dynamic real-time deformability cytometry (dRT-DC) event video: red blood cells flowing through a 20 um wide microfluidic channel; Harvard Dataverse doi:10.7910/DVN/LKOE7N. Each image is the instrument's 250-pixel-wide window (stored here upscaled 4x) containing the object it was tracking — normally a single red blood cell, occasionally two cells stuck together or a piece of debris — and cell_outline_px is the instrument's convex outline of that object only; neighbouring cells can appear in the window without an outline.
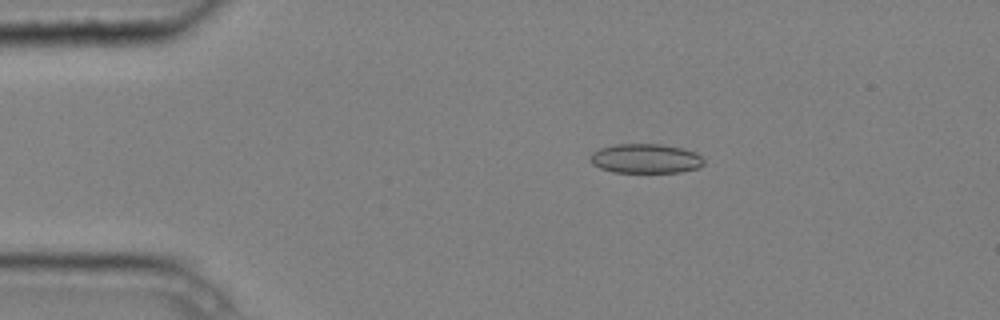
{"species": "common noctule bat (a hibernating species)", "species_latin": "Nyctalus noctula", "temperature_condition": "cold", "stored_images_in_passage": 4, "camera_frame_rate_fps": 3000, "um_per_image_px": 0.085, "animal": {"sex": "male", "body_mass_g": 20.4}, "frame": {"image": 1, "passage_image": 3, "time_ms": 0.667, "image_size_px": [1000, 320], "cell_outline_px": [[704, 164], [696, 168], [680, 172], [612, 172], [600, 168], [592, 164], [588, 160], [592, 152], [600, 148], [616, 144], [660, 144], [684, 148], [696, 152], [704, 160]], "centroid_in_image_um": [54.85, 13.47], "position_along_channel_um": 30.1, "area_um2": 19.59}}